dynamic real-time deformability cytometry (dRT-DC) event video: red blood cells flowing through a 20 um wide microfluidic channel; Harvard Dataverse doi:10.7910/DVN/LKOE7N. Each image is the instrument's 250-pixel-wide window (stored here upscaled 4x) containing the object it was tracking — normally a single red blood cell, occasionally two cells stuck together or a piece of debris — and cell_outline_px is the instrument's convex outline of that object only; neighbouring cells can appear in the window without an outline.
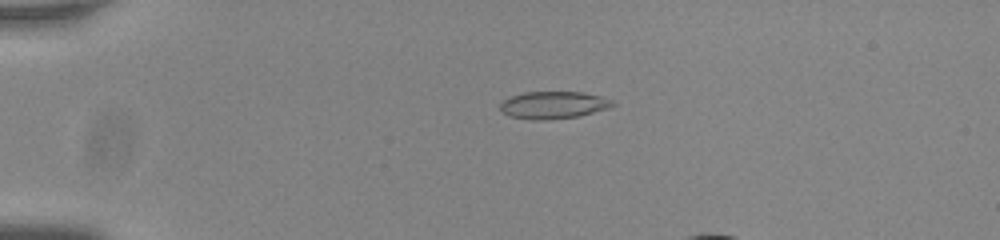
{"species": "common noctule bat (a hibernating species)", "species_latin": "Nyctalus noctula", "temperature_condition": "room temperature", "stored_images_in_passage": 13, "camera_frame_rate_fps": 3000, "um_per_image_px": 0.085, "animal": {"sex": "male", "body_mass_g": 20.0, "forearm_length_mm": 53.3}, "frame": {"image": 1, "passage_image": 4, "time_ms": 1.0, "image_size_px": [1000, 240], "cell_outline_px": [[616, 104], [608, 108], [580, 116], [540, 120], [532, 120], [508, 116], [500, 108], [500, 104], [508, 96], [524, 92], [584, 92], [616, 100]], "centroid_in_image_um": [47.06, 8.92], "position_along_channel_um": 37.9, "area_um2": 18.03}}
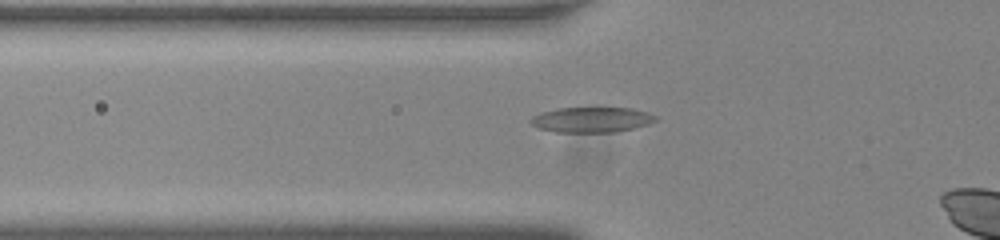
{"frame": {"image": 2, "passage_image": 11, "time_ms": 3.333, "image_size_px": [1000, 240], "cell_outline_px": [[656, 120], [648, 124], [632, 128], [612, 132], [556, 132], [540, 128], [532, 124], [528, 120], [532, 116], [540, 112], [556, 108], [632, 108], [648, 112], [656, 116]], "centroid_in_image_um": [50.25, 10.16], "position_along_channel_um": 75.5, "area_um2": 18.32}}